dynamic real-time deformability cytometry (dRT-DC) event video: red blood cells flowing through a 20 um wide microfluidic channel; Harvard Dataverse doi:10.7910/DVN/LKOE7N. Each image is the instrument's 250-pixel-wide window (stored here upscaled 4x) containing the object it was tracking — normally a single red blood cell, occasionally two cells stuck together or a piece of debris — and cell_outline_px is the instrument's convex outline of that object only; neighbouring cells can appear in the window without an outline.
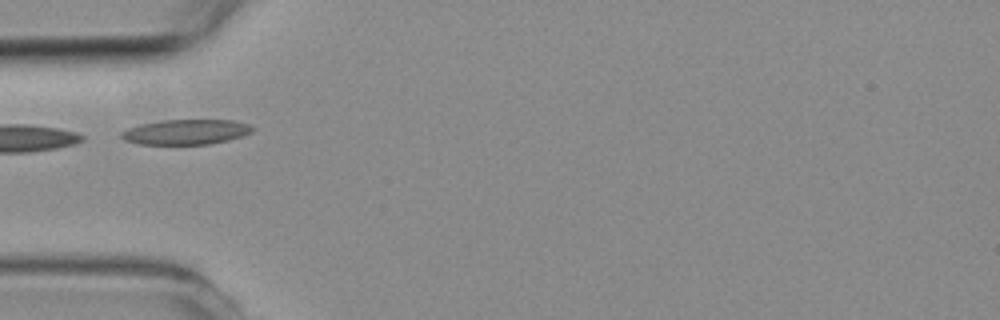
{"species": "common noctule bat (a hibernating species)", "species_latin": "Nyctalus noctula", "temperature_condition": "room temperature", "stored_images_in_passage": 1, "camera_frame_rate_fps": 3000, "um_per_image_px": 0.085, "animal": {"sex": "female", "body_mass_g": 19.3, "forearm_length_mm": 54.1}, "frame": {"image": 1, "passage_image": 1, "time_ms": 0.0, "image_size_px": [1000, 320], "cell_outline_px": [[256, 128], [252, 132], [228, 140], [208, 144], [140, 144], [124, 140], [120, 136], [120, 132], [128, 128], [140, 124], [164, 120], [232, 120], [248, 124]], "centroid_in_image_um": [15.79, 11.21], "position_along_channel_um": 69.2, "area_um2": 19.07}}